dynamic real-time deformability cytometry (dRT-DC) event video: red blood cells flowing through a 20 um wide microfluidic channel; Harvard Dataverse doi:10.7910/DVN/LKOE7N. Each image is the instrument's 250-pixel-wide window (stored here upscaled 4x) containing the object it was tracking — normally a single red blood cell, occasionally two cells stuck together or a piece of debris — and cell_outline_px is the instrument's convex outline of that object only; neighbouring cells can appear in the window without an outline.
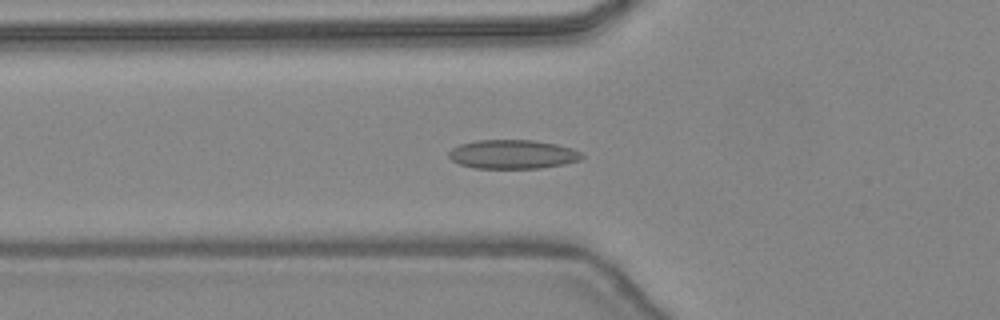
{"species": "common noctule bat (a hibernating species)", "species_latin": "Nyctalus noctula", "temperature_condition": "warm", "stored_images_in_passage": 31, "camera_frame_rate_fps": 3000, "um_per_image_px": 0.085, "animal": {"sex": "female", "body_mass_g": 24.6, "forearm_length_mm": 56.2}, "frame": {"image": 1, "passage_image": 2, "time_ms": 0.333, "image_size_px": [1000, 320], "cell_outline_px": [[584, 156], [580, 160], [564, 164], [540, 168], [476, 168], [460, 164], [452, 160], [448, 156], [448, 152], [452, 148], [460, 144], [476, 140], [532, 140], [556, 144], [572, 148], [580, 152]], "centroid_in_image_um": [43.57, 13.11], "position_along_channel_um": 82.2, "area_um2": 22.43}}
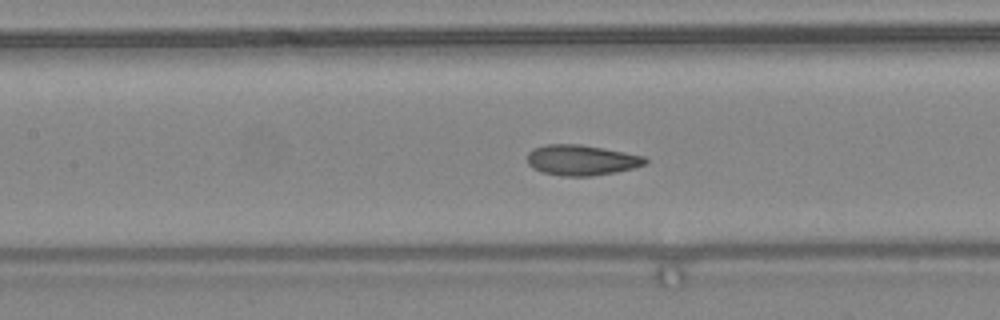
{"frame": {"image": 2, "passage_image": 7, "time_ms": 2.0, "image_size_px": [1000, 320], "cell_outline_px": [[648, 160], [644, 164], [632, 168], [616, 172], [592, 176], [560, 176], [544, 172], [532, 168], [528, 164], [528, 152], [532, 148], [544, 144], [580, 144], [604, 148], [644, 156]], "centroid_in_image_um": [49.39, 13.6], "position_along_channel_um": 158.0, "area_um2": 20.98}}
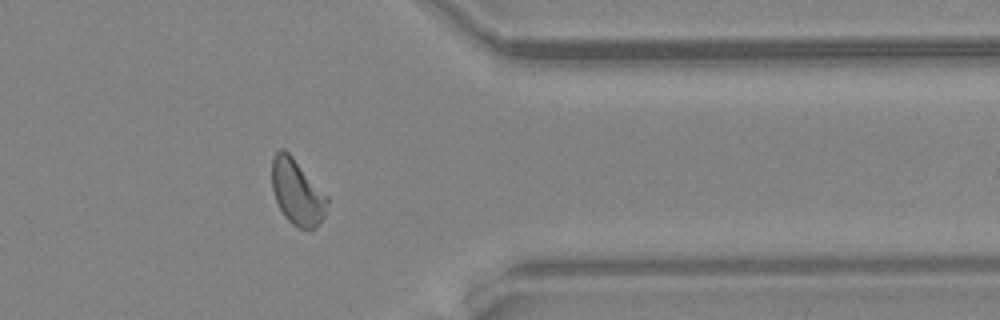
{"frame": {"image": 3, "passage_image": 23, "time_ms": 7.333, "image_size_px": [1000, 320], "cell_outline_px": [[328, 200], [324, 216], [320, 224], [316, 228], [300, 228], [292, 224], [284, 216], [276, 200], [272, 188], [272, 156], [280, 148], [284, 148], [292, 156], [328, 196]], "centroid_in_image_um": [25.25, 16.32], "position_along_channel_um": 386.1, "area_um2": 21.04}, "authors_computed_cell_mechanics": {"area_um2": 20.6924, "velocity_mm_per_s": 4.4807, "shape_relaxation_time_tau1_ms": 4.3163, "shape_relaxation_time_tau2_ms": 1.1801, "deformation_change_tau1": 0.1298, "deformation_change_tau2": 0.0643}}